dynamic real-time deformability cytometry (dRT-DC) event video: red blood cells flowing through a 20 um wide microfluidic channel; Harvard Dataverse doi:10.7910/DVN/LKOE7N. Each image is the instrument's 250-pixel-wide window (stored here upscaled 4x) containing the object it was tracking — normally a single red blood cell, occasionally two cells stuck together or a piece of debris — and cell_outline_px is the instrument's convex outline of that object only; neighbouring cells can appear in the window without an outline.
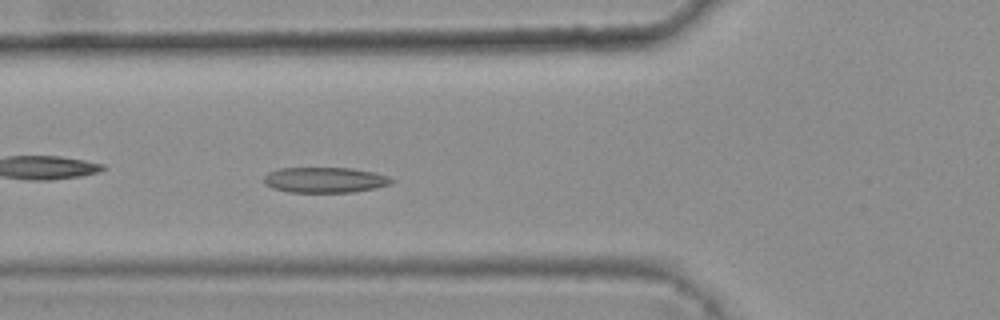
{"species": "common noctule bat (a hibernating species)", "species_latin": "Nyctalus noctula", "temperature_condition": "warm", "stored_images_in_passage": 39, "camera_frame_rate_fps": 3000, "um_per_image_px": 0.085, "animal": {"sex": "female", "body_mass_g": 25.1}, "frame": {"image": 1, "passage_image": 17, "time_ms": 5.333, "image_size_px": [1000, 320], "cell_outline_px": [[396, 180], [392, 184], [376, 188], [352, 192], [288, 192], [272, 188], [264, 184], [264, 176], [268, 172], [280, 168], [352, 168], [372, 172], [388, 176]], "centroid_in_image_um": [27.62, 15.3], "position_along_channel_um": 98.2, "area_um2": 19.07}, "authors_computed_cell_mechanics": {"area_um2": 19.074, "velocity_mm_per_s": 3.7526, "shape_relaxation_time_tau1_ms": 10.8373, "shape_relaxation_time_tau2_ms": 3.0793, "deformation_change_tau1": 0.1907, "deformation_change_tau2": 0.0831}}